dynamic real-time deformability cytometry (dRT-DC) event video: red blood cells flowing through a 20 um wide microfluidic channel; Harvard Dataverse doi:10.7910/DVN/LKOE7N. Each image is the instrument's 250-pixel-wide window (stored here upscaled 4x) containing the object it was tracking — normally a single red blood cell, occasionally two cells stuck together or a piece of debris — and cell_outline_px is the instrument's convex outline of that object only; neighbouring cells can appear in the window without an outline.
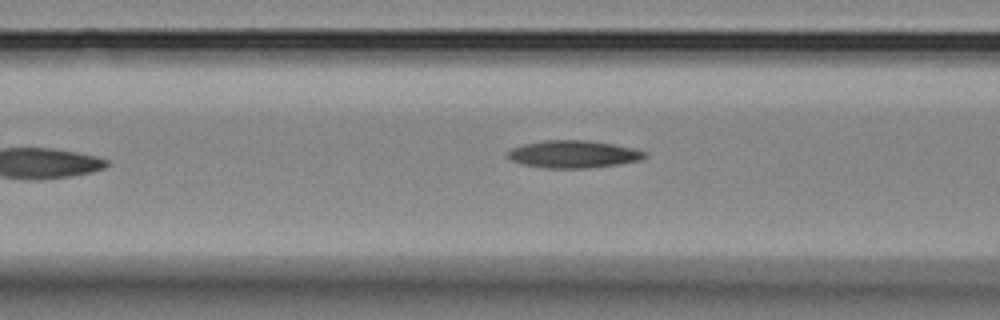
{"species": "Egyptian fruit bat (a non-hibernating species)", "species_latin": "Rousettus aegyptiacus", "temperature_condition": "room temperature", "stored_images_in_passage": 6, "camera_frame_rate_fps": 3000, "um_per_image_px": 0.085, "animal": {"sex": "female"}, "frame": {"image": 1, "passage_image": 6, "time_ms": 6.0, "image_size_px": [1000, 320], "cell_outline_px": [[648, 156], [640, 160], [620, 164], [588, 168], [548, 168], [524, 164], [512, 160], [504, 156], [512, 148], [524, 144], [544, 140], [588, 140], [612, 144], [632, 148], [644, 152]], "centroid_in_image_um": [48.73, 13.1], "position_along_channel_um": 117.9, "area_um2": 21.79}}